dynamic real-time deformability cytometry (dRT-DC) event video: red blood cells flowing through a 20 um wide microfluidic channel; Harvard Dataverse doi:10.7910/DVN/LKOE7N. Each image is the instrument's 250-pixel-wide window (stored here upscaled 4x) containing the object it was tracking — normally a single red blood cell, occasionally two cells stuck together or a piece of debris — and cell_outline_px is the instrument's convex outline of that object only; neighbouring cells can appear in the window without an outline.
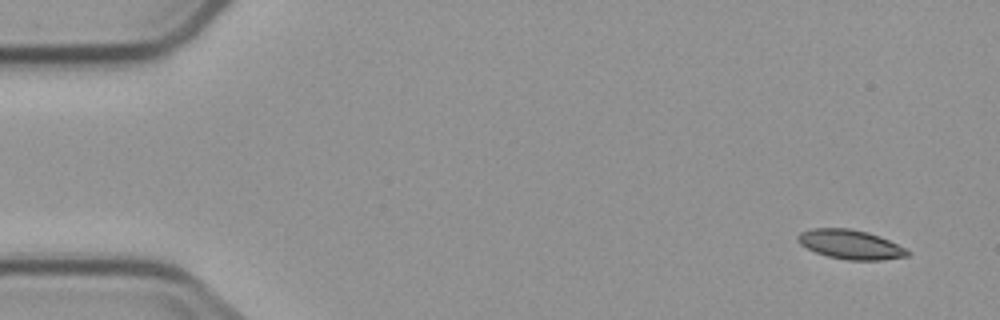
{"species": "common noctule bat (a hibernating species)", "species_latin": "Nyctalus noctula", "temperature_condition": "cold", "stored_images_in_passage": 5, "segment_of_instrument_passage": [2, 2], "camera_frame_rate_fps": 3000, "um_per_image_px": 0.085, "animal": {"sex": "male", "body_mass_g": 23.1, "forearm_length_mm": 52.7}, "frame": {"image": 1, "passage_image": 5, "time_ms": 5.667, "image_size_px": [1000, 320], "cell_outline_px": [[912, 252], [908, 256], [880, 260], [848, 260], [828, 256], [816, 252], [800, 244], [796, 240], [796, 236], [800, 232], [812, 228], [848, 228], [868, 232], [880, 236]], "centroid_in_image_um": [72.27, 20.77], "position_along_channel_um": 12.7, "area_um2": 18.67}}